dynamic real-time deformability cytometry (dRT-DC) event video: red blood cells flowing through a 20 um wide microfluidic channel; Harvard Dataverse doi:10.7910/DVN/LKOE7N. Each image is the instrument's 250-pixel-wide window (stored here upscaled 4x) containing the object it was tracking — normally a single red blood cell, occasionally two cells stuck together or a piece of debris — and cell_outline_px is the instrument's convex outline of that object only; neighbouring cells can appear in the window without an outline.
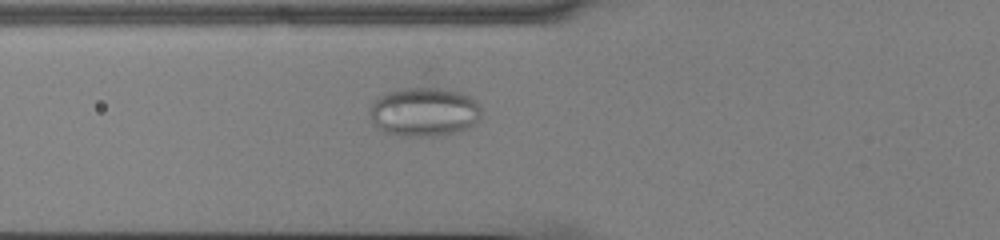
{"species": "common noctule bat (a hibernating species)", "species_latin": "Nyctalus noctula", "temperature_condition": "cold", "stored_images_in_passage": 41, "camera_frame_rate_fps": 3000, "um_per_image_px": 0.085, "animal": {"sex": "male", "body_mass_g": 13.0, "forearm_length_mm": 53.1}, "frame": {"image": 1, "passage_image": 8, "time_ms": 2.333, "image_size_px": [1000, 240], "cell_outline_px": [[480, 120], [468, 128], [460, 132], [444, 136], [400, 136], [384, 132], [372, 124], [368, 112], [372, 104], [380, 96], [388, 92], [404, 88], [444, 88], [460, 92], [476, 100], [480, 108]], "centroid_in_image_um": [36.06, 9.54], "position_along_channel_um": 89.7, "area_um2": 32.31}}
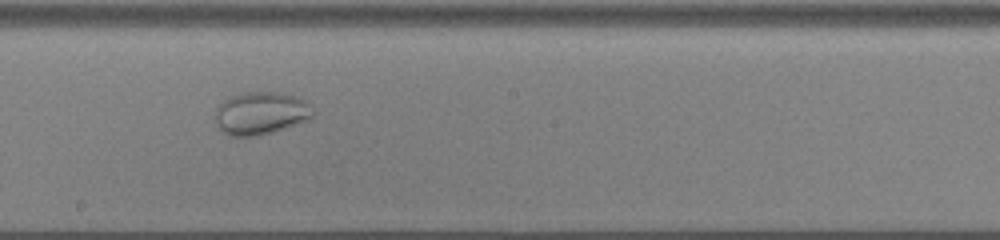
{"frame": {"image": 2, "passage_image": 19, "time_ms": 6.0, "image_size_px": [1000, 240], "cell_outline_px": [[316, 112], [308, 120], [272, 132], [256, 136], [228, 136], [216, 124], [216, 108], [224, 100], [240, 92], [276, 92], [292, 96], [304, 100]], "centroid_in_image_um": [22.16, 9.63], "position_along_channel_um": 226.0, "area_um2": 24.16}}
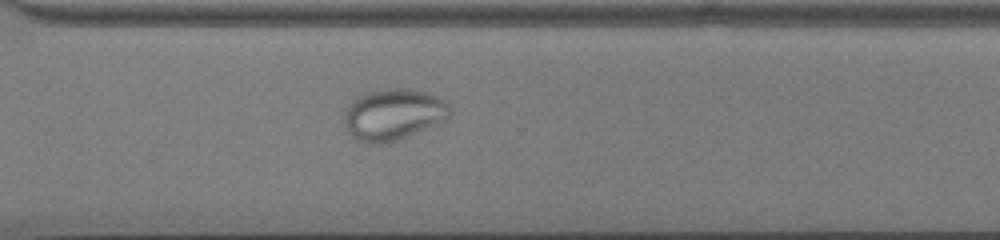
{"frame": {"image": 3, "passage_image": 28, "time_ms": 9.0, "image_size_px": [1000, 240], "cell_outline_px": [[452, 112], [448, 120], [396, 140], [380, 144], [368, 144], [356, 140], [348, 132], [344, 120], [344, 116], [352, 100], [356, 96], [368, 92], [388, 88], [408, 88], [424, 92], [436, 96], [448, 104]], "centroid_in_image_um": [33.44, 9.73], "position_along_channel_um": 337.2, "area_um2": 31.62}}